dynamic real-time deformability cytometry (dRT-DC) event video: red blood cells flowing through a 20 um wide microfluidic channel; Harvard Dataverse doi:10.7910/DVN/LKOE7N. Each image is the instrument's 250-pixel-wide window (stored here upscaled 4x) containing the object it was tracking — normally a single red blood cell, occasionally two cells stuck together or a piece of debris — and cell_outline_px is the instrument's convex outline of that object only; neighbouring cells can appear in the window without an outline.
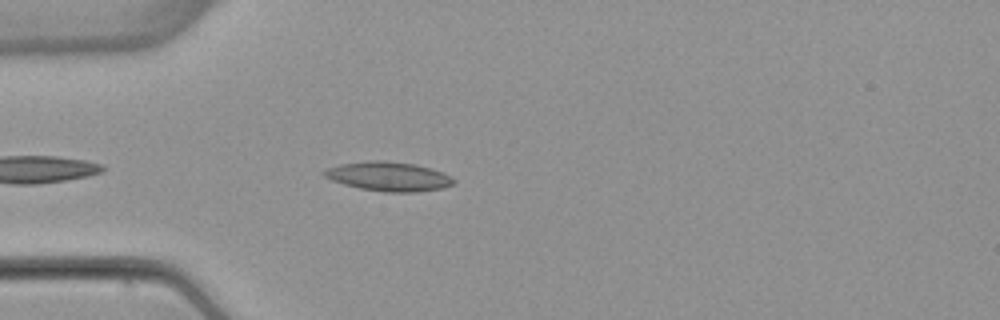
{"species": "common noctule bat (a hibernating species)", "species_latin": "Nyctalus noctula", "temperature_condition": "warm", "stored_images_in_passage": 17, "camera_frame_rate_fps": 3000, "um_per_image_px": 0.085, "animal": {"sex": "female", "body_mass_g": 22.7, "forearm_length_mm": 54.2}, "frame": {"image": 1, "passage_image": 4, "time_ms": 1.0, "image_size_px": [1000, 320], "cell_outline_px": [[456, 180], [452, 184], [440, 188], [416, 192], [388, 192], [360, 188], [344, 184], [332, 180], [324, 176], [320, 172], [328, 168], [340, 164], [368, 160], [384, 160], [416, 164], [432, 168], [444, 172], [452, 176]], "centroid_in_image_um": [33.04, 14.98], "position_along_channel_um": 52.0, "area_um2": 22.14}}
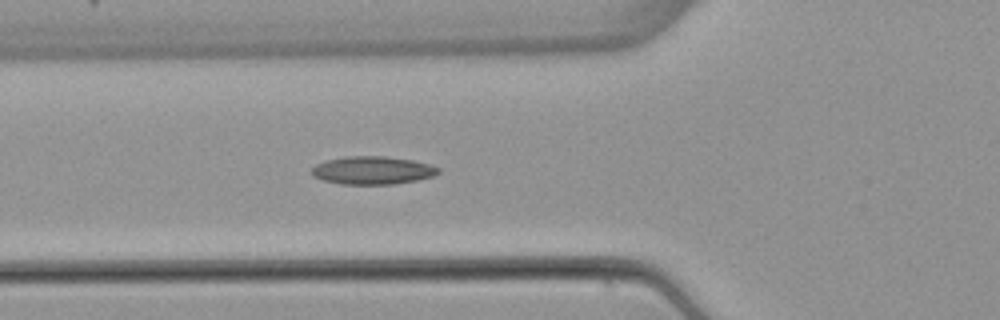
{"frame": {"image": 2, "passage_image": 8, "time_ms": 2.333, "image_size_px": [1000, 320], "cell_outline_px": [[440, 172], [432, 176], [416, 180], [392, 184], [340, 184], [324, 180], [312, 176], [312, 168], [316, 164], [324, 160], [344, 156], [384, 156], [412, 160], [428, 164], [440, 168]], "centroid_in_image_um": [31.63, 14.47], "position_along_channel_um": 94.2, "area_um2": 20.63}}
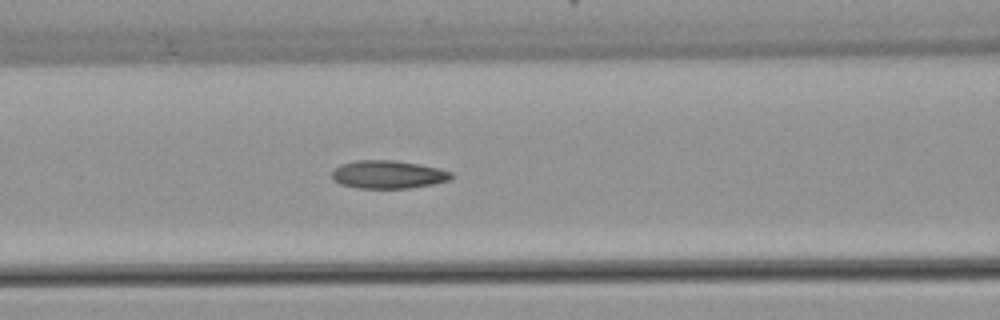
{"frame": {"image": 3, "passage_image": 11, "time_ms": 3.333, "image_size_px": [1000, 320], "cell_outline_px": [[452, 176], [448, 180], [432, 184], [408, 188], [356, 188], [340, 184], [332, 180], [332, 172], [340, 164], [356, 160], [392, 160], [420, 164], [440, 168], [452, 172]], "centroid_in_image_um": [32.96, 14.83], "position_along_channel_um": 133.6, "area_um2": 19.54}}